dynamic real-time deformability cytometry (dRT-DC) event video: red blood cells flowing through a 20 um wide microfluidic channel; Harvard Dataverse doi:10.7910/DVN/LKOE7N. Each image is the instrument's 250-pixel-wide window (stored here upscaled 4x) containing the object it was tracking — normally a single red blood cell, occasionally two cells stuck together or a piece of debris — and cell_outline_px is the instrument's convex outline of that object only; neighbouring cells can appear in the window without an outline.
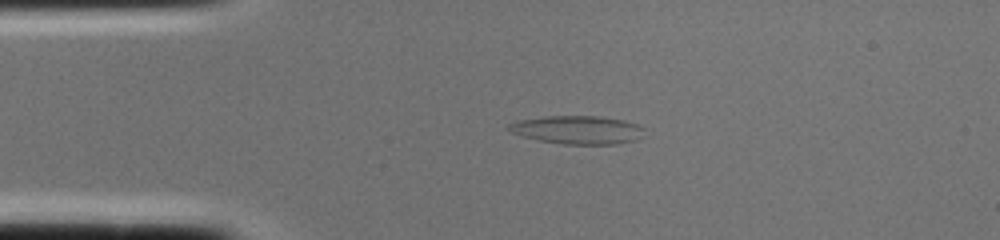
{"species": "common noctule bat (a hibernating species)", "species_latin": "Nyctalus noctula", "temperature_condition": "cold", "stored_images_in_passage": 1, "camera_frame_rate_fps": 3000, "um_per_image_px": 0.085, "animal": {"sex": "female", "body_mass_g": 22.0, "forearm_length_mm": 56.7}, "frame": {"image": 1, "passage_image": 1, "time_ms": 0.0, "image_size_px": [1000, 240], "cell_outline_px": [[648, 128], [644, 136], [636, 140], [616, 144], [564, 144], [540, 140], [524, 136], [512, 132], [508, 128], [508, 124], [516, 120], [544, 116], [600, 116], [624, 120]], "centroid_in_image_um": [49.17, 11.03], "position_along_channel_um": 35.8, "area_um2": 22.54}}